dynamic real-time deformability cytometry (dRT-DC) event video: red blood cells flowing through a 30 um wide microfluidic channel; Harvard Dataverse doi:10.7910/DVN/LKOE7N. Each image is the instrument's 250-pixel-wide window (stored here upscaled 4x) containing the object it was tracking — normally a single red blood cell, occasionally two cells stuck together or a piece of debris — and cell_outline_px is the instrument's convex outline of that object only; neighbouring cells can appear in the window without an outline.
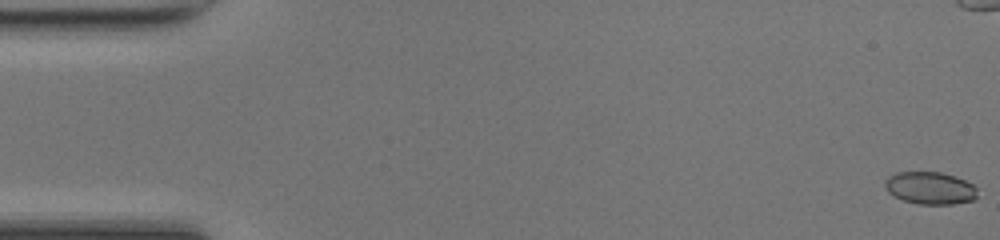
{"species": "common noctule bat (a hibernating species)", "species_latin": "Nyctalus noctula", "temperature_condition": "room temperature", "stored_images_in_passage": 43, "camera_frame_rate_fps": 3000, "um_per_image_px": 0.085, "animal": {"sex": "female", "body_mass_g": 17.0, "forearm_length_mm": 48.0}, "frame": {"image": 1, "passage_image": 1, "time_ms": 0.0, "image_size_px": [1000, 240], "cell_outline_px": [[976, 196], [972, 200], [952, 204], [920, 204], [904, 200], [888, 192], [884, 184], [884, 180], [888, 176], [896, 172], [940, 172], [964, 180], [972, 184], [976, 188]], "centroid_in_image_um": [79.02, 15.97], "position_along_channel_um": 6.0, "area_um2": 17.22}}
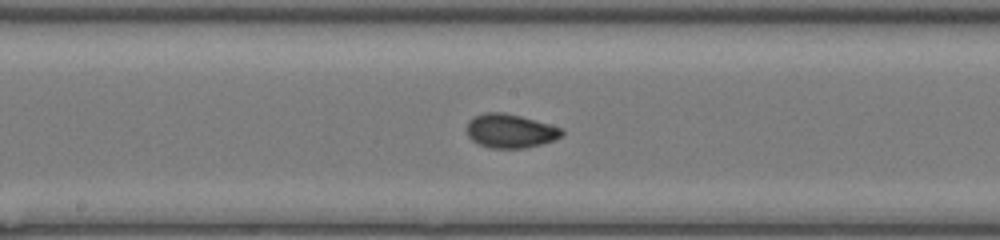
{"frame": {"image": 2, "passage_image": 26, "time_ms": 8.333, "image_size_px": [1000, 240], "cell_outline_px": [[564, 132], [556, 140], [524, 148], [488, 148], [472, 140], [468, 136], [468, 120], [484, 112], [504, 112], [520, 116], [564, 128]], "centroid_in_image_um": [43.39, 11.13], "position_along_channel_um": 204.8, "area_um2": 18.73}}
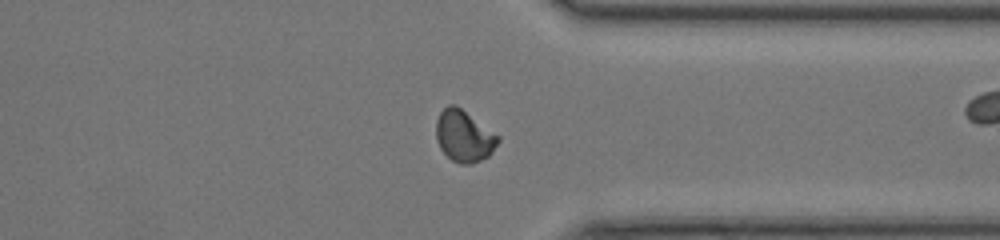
{"frame": {"image": 3, "passage_image": 38, "time_ms": 12.333, "image_size_px": [1000, 240], "cell_outline_px": [[500, 140], [492, 152], [488, 156], [472, 164], [460, 164], [452, 160], [440, 148], [436, 140], [436, 120], [440, 112], [448, 104], [456, 104], [500, 136]], "centroid_in_image_um": [39.44, 11.55], "position_along_channel_um": 372.0, "area_um2": 18.73}}